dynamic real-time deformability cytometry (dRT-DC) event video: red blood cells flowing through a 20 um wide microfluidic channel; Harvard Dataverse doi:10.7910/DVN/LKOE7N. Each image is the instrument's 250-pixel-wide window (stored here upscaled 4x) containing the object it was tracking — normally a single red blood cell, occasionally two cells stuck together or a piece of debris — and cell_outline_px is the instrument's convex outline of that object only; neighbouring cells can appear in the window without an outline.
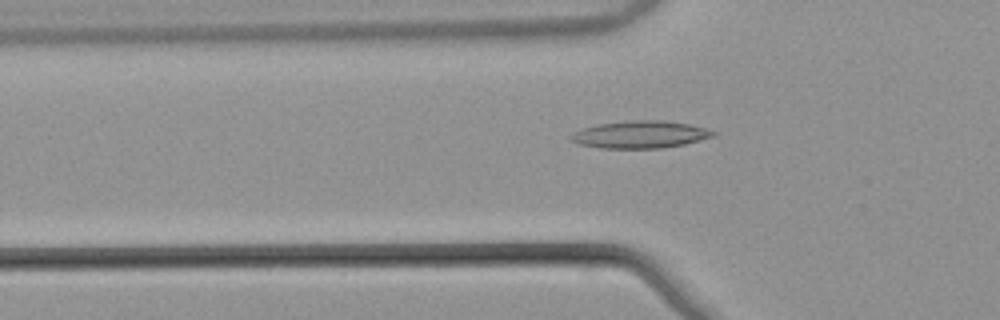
{"species": "common noctule bat (a hibernating species)", "species_latin": "Nyctalus noctula", "temperature_condition": "warm", "stored_images_in_passage": 53, "camera_frame_rate_fps": 3000, "um_per_image_px": 0.085, "animal": {"sex": "male", "body_mass_g": 21.5, "forearm_length_mm": 52.0}, "frame": {"image": 1, "passage_image": 18, "time_ms": 5.667, "image_size_px": [1000, 320], "cell_outline_px": [[716, 136], [684, 144], [664, 148], [600, 148], [580, 144], [568, 140], [568, 136], [572, 132], [580, 128], [596, 124], [632, 120], [664, 120], [688, 124], [704, 128], [716, 132]], "centroid_in_image_um": [54.35, 11.43], "position_along_channel_um": 71.4, "area_um2": 22.89}}
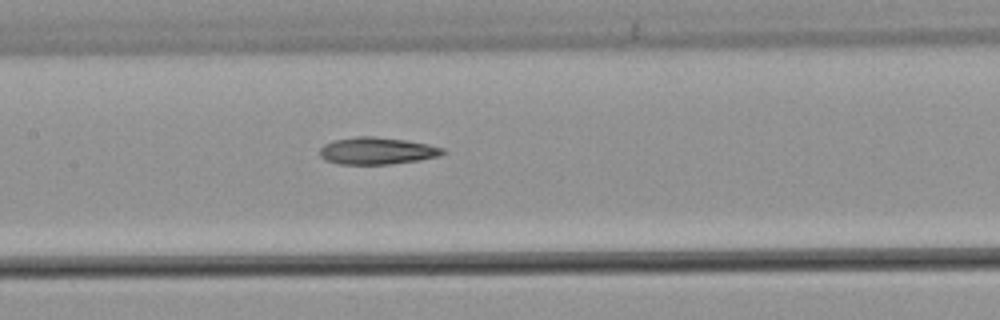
{"frame": {"image": 2, "passage_image": 26, "time_ms": 8.333, "image_size_px": [1000, 320], "cell_outline_px": [[448, 152], [440, 156], [420, 160], [388, 164], [340, 164], [328, 160], [320, 156], [320, 148], [324, 144], [332, 140], [356, 136], [372, 136], [404, 140], [428, 144], [444, 148]], "centroid_in_image_um": [32.07, 12.81], "position_along_channel_um": 175.3, "area_um2": 19.42}}
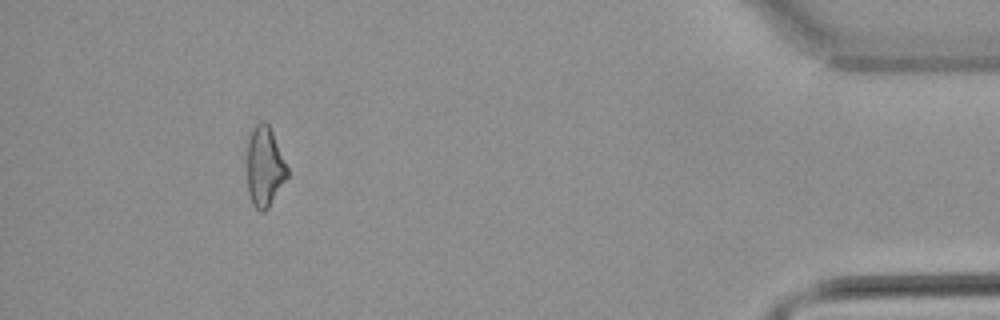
{"frame": {"image": 3, "passage_image": 49, "time_ms": 16.0, "image_size_px": [1000, 320], "cell_outline_px": [[288, 176], [268, 208], [264, 212], [260, 212], [252, 204], [248, 192], [248, 136], [252, 128], [260, 120], [264, 120], [268, 124], [272, 132], [288, 168]], "centroid_in_image_um": [22.49, 14.16], "position_along_channel_um": 412.7, "area_um2": 18.67}, "authors_computed_cell_mechanics": {"area_um2": 19.4786, "velocity_mm_per_s": 3.8825, "shape_relaxation_time_tau1_ms": null, "shape_relaxation_time_tau2_ms": 6.7617, "deformation_change_tau1": null, "deformation_change_tau2": 0.1951}}